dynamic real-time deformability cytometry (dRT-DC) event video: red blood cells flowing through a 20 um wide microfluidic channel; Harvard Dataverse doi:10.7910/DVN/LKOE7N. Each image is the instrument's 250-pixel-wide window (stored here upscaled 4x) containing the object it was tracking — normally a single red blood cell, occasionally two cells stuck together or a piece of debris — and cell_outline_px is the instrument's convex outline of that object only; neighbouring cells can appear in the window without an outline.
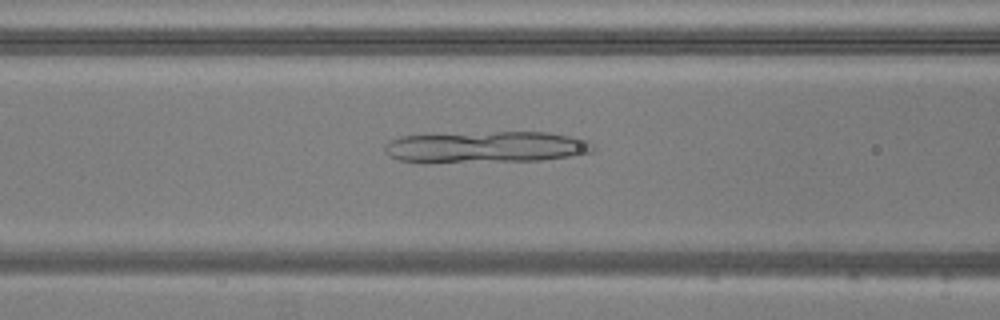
{"species": "common noctule bat (a hibernating species)", "species_latin": "Nyctalus noctula", "temperature_condition": "warm", "stored_images_in_passage": 51, "camera_frame_rate_fps": 3000, "um_per_image_px": 0.085, "animal": {"sex": "male", "body_mass_g": 20.5, "forearm_length_mm": 52.5}, "frame": {"image": 1, "passage_image": 19, "time_ms": 6.0, "image_size_px": [1000, 320], "cell_outline_px": [[596, 148], [592, 152], [568, 156], [540, 160], [428, 164], [424, 164], [400, 160], [384, 152], [384, 144], [400, 136], [496, 132], [548, 132], [588, 140]], "centroid_in_image_um": [41.26, 12.53], "position_along_channel_um": 125.3, "area_um2": 38.61}}
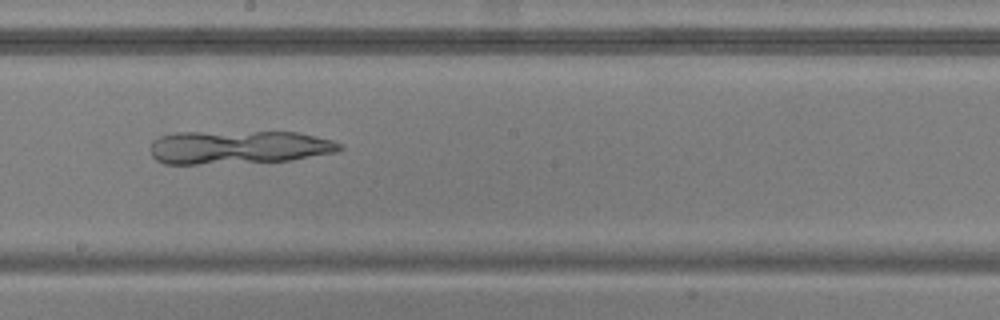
{"frame": {"image": 2, "passage_image": 27, "time_ms": 8.667, "image_size_px": [1000, 320], "cell_outline_px": [[344, 148], [340, 152], [292, 160], [196, 164], [164, 164], [156, 160], [152, 156], [152, 140], [160, 136], [176, 132], [296, 132], [332, 140], [340, 144]], "centroid_in_image_um": [20.3, 12.51], "position_along_channel_um": 227.9, "area_um2": 36.93}}
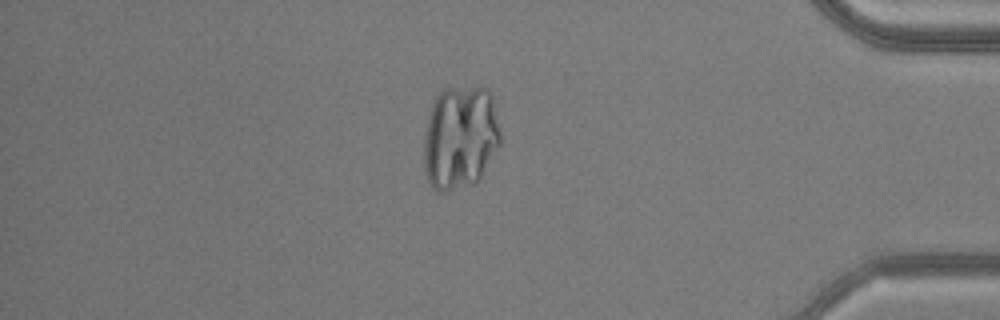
{"frame": {"image": 3, "passage_image": 43, "time_ms": 14.0, "image_size_px": [1000, 320], "cell_outline_px": [[500, 144], [476, 184], [444, 192], [436, 192], [432, 188], [428, 180], [424, 168], [424, 136], [432, 100], [444, 88], [484, 88], [492, 96], [500, 132]], "centroid_in_image_um": [39.09, 11.71], "position_along_channel_um": 396.1, "area_um2": 46.53}}